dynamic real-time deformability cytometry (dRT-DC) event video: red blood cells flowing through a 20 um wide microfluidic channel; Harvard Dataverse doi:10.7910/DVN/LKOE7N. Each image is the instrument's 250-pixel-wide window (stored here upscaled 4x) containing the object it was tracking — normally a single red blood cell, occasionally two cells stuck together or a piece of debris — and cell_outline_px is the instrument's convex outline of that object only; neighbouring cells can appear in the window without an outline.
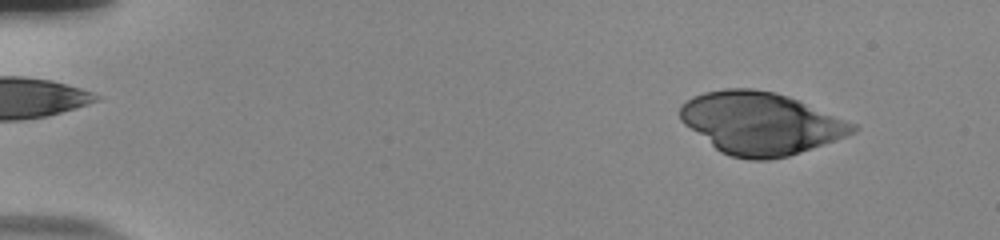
{"species": "human", "species_latin": "Homo sapiens", "temperature_condition": "room temperature", "stored_images_in_passage": 52, "camera_frame_rate_fps": 3000, "um_per_image_px": 0.085, "donor": {"sex": "male"}, "frame": {"image": 1, "passage_image": 4, "time_ms": 1.0, "image_size_px": [1000, 240], "cell_outline_px": [[860, 128], [856, 132], [800, 152], [788, 156], [768, 160], [752, 160], [732, 156], [720, 152], [684, 124], [680, 120], [680, 104], [692, 96], [704, 92], [724, 88], [752, 88], [776, 92], [788, 96], [856, 124]], "centroid_in_image_um": [64.62, 10.46], "position_along_channel_um": 20.4, "area_um2": 62.42}}